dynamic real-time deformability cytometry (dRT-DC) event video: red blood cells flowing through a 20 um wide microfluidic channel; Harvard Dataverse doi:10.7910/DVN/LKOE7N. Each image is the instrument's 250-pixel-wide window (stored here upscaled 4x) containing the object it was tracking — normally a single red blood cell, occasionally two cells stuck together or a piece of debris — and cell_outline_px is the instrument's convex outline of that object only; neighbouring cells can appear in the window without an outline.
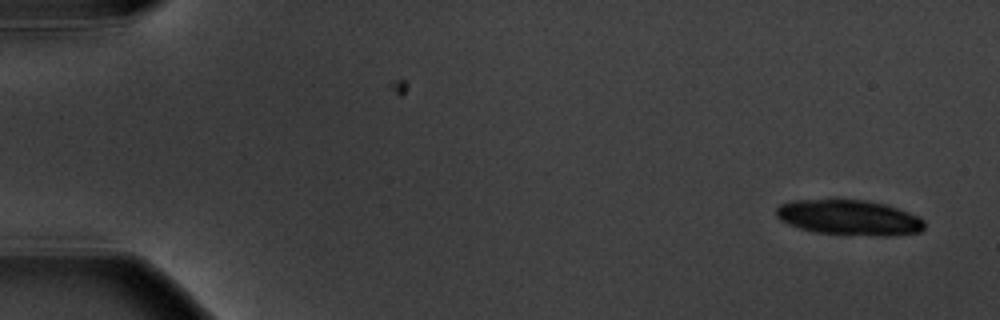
{"species": "common noctule bat (a hibernating species)", "species_latin": "Nyctalus noctula", "temperature_condition": "warm", "stored_images_in_passage": 15, "camera_frame_rate_fps": 3000, "um_per_image_px": 0.085, "animal": {"sex": "male", "body_mass_g": 20.1, "forearm_length_mm": 53.5}, "frame": {"image": 1, "passage_image": 1, "time_ms": 0.0, "image_size_px": [1000, 320], "cell_outline_px": [[924, 228], [920, 232], [892, 236], [880, 236], [812, 232], [788, 224], [780, 220], [776, 216], [776, 208], [780, 204], [792, 200], [868, 200], [888, 204], [920, 216], [924, 220]], "centroid_in_image_um": [72.21, 18.49], "position_along_channel_um": 12.8, "area_um2": 30.75}}
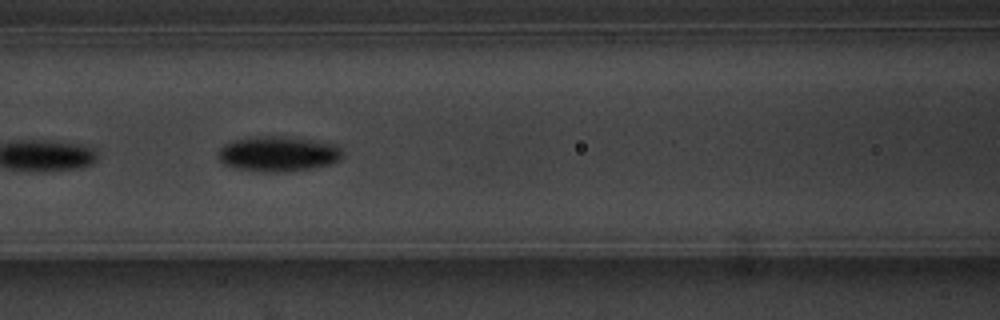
{"frame": {"image": 2, "passage_image": 7, "time_ms": 7.667, "image_size_px": [1000, 320], "cell_outline_px": [[344, 156], [340, 160], [332, 164], [312, 168], [284, 172], [260, 172], [236, 168], [224, 164], [220, 160], [220, 148], [224, 144], [232, 140], [252, 136], [272, 136], [312, 140], [336, 144], [340, 148]], "centroid_in_image_um": [23.66, 13.08], "position_along_channel_um": 142.9, "area_um2": 25.55}}
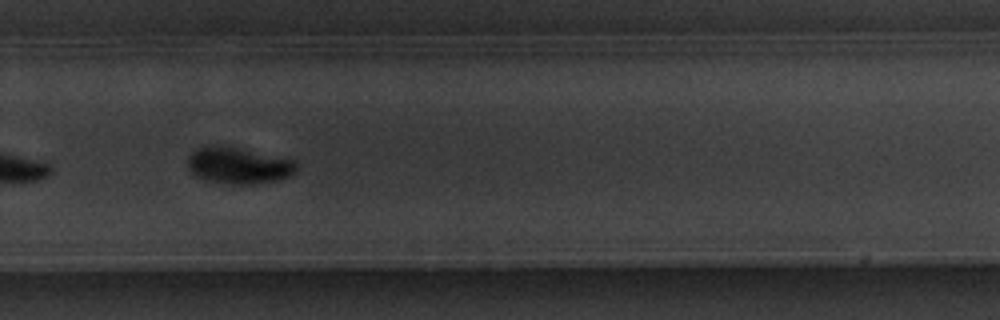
{"frame": {"image": 3, "passage_image": 11, "time_ms": 12.333, "image_size_px": [1000, 320], "cell_outline_px": [[296, 172], [292, 176], [276, 180], [256, 184], [228, 184], [196, 176], [188, 168], [188, 156], [192, 152], [200, 148], [220, 144], [296, 160]], "centroid_in_image_um": [20.31, 14.06], "position_along_channel_um": 309.5, "area_um2": 23.0}, "authors_computed_cell_mechanics": {"area_um2": 25.143, "velocity_mm_per_s": 3.584, "shape_relaxation_time_tau1_ms": 1.409, "shape_relaxation_time_tau2_ms": null, "deformation_change_tau1": 0.0823, "deformation_change_tau2": null}}